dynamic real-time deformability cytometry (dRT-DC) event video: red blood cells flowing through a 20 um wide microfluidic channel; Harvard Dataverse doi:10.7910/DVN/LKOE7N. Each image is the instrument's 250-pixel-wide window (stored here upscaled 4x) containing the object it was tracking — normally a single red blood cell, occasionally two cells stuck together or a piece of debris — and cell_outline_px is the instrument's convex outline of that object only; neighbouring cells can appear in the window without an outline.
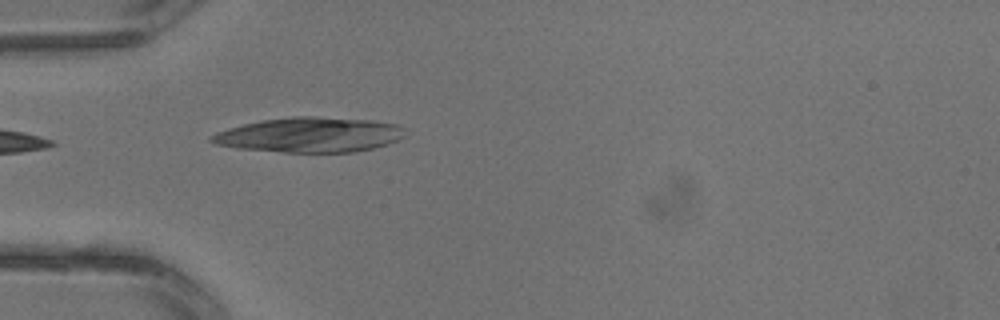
{"species": "common noctule bat (a hibernating species)", "species_latin": "Nyctalus noctula", "temperature_condition": "warm", "stored_images_in_passage": 3, "camera_frame_rate_fps": 3000, "um_per_image_px": 0.085, "animal": {"sex": "male", "body_mass_g": 13.3}, "frame": {"image": 1, "passage_image": 3, "time_ms": 0.667, "image_size_px": [1000, 320], "cell_outline_px": [[404, 136], [388, 144], [376, 148], [356, 152], [284, 152], [236, 148], [216, 144], [208, 140], [216, 132], [228, 128], [260, 120], [292, 116], [316, 116], [372, 120], [396, 124], [404, 128]], "centroid_in_image_um": [26.33, 11.46], "position_along_channel_um": 58.7, "area_um2": 39.54}}